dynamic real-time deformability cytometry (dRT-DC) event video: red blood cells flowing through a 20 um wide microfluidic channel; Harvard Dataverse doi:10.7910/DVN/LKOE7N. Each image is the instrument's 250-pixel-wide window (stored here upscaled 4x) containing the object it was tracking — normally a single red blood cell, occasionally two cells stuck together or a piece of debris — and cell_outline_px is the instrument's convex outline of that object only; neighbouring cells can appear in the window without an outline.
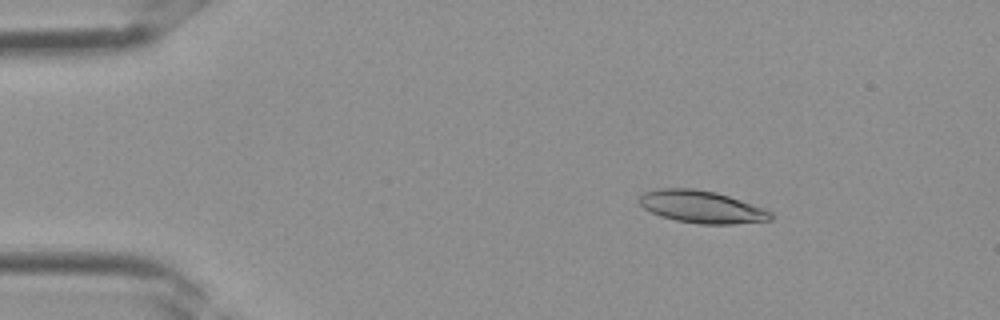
{"species": "Egyptian fruit bat (a non-hibernating species)", "species_latin": "Rousettus aegyptiacus", "temperature_condition": "room temperature", "stored_images_in_passage": 3, "camera_frame_rate_fps": 3000, "um_per_image_px": 0.085, "frame": {"image": 1, "passage_image": 2, "time_ms": 0.333, "image_size_px": [1000, 320], "cell_outline_px": [[776, 216], [772, 220], [732, 224], [700, 224], [676, 220], [660, 216], [644, 208], [636, 200], [644, 192], [656, 188], [692, 188], [716, 192], [764, 208], [772, 212]], "centroid_in_image_um": [59.64, 17.58], "position_along_channel_um": 25.4, "area_um2": 24.91}}